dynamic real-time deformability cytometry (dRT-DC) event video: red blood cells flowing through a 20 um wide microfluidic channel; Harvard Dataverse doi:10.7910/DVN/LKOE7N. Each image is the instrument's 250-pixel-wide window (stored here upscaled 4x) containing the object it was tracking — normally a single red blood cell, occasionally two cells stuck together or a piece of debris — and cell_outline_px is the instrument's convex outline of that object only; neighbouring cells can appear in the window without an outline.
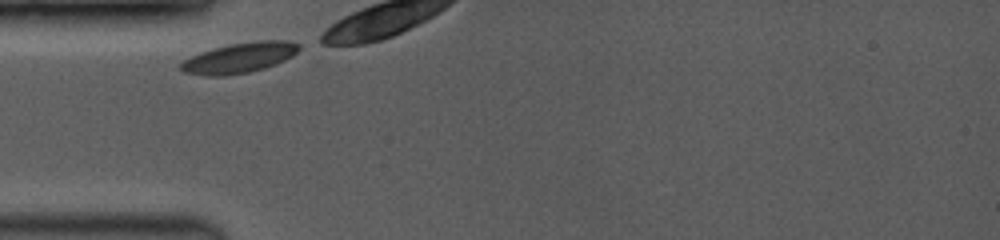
{"species": "common noctule bat (a hibernating species)", "species_latin": "Nyctalus noctula", "temperature_condition": "room temperature", "stored_images_in_passage": 10, "camera_frame_rate_fps": 3500, "um_per_image_px": 0.085, "animal": {"sex": "female", "body_mass_g": 19.0, "forearm_length_mm": 53.3}, "frame": {"image": 1, "passage_image": 1, "time_ms": 0.0, "image_size_px": [1000, 240], "cell_outline_px": [[300, 48], [292, 56], [276, 64], [264, 68], [248, 72], [224, 76], [208, 76], [184, 72], [180, 68], [180, 64], [184, 60], [200, 52], [232, 44], [256, 40], [288, 40], [300, 44]], "centroid_in_image_um": [20.38, 4.91], "position_along_channel_um": 64.6, "area_um2": 20.69}}